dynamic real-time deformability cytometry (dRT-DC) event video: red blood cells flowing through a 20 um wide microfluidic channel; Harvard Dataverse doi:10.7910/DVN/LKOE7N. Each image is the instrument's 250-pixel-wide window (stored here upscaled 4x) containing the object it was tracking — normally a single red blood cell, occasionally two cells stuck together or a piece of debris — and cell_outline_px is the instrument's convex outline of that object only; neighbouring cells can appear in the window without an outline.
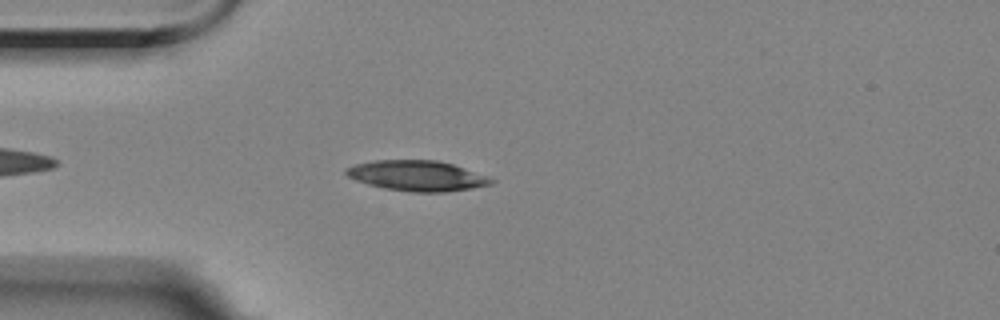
{"species": "Egyptian fruit bat (a non-hibernating species)", "species_latin": "Rousettus aegyptiacus", "temperature_condition": "room temperature", "stored_images_in_passage": 2, "camera_frame_rate_fps": 3000, "um_per_image_px": 0.085, "animal": {"sex": "female"}, "frame": {"image": 1, "passage_image": 2, "time_ms": 1.0, "image_size_px": [1000, 320], "cell_outline_px": [[496, 180], [492, 184], [472, 188], [444, 192], [412, 192], [384, 188], [368, 184], [356, 180], [348, 176], [344, 172], [348, 168], [356, 164], [376, 160], [436, 160], [452, 164], [464, 168]], "centroid_in_image_um": [35.45, 14.94], "position_along_channel_um": 49.5, "area_um2": 25.37}}